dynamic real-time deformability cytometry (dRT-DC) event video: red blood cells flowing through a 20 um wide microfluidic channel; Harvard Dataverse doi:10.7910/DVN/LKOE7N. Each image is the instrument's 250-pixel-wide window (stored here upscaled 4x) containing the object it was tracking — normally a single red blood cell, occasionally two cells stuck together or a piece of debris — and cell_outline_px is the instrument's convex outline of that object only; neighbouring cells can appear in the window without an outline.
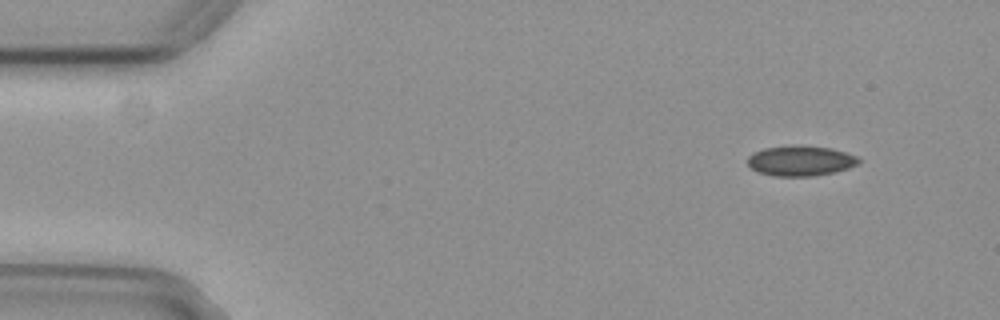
{"species": "common noctule bat (a hibernating species)", "species_latin": "Nyctalus noctula", "temperature_condition": "cold", "stored_images_in_passage": 52, "camera_frame_rate_fps": 3000, "um_per_image_px": 0.085, "animal": {"sex": "female", "body_mass_g": 29.2, "forearm_length_mm": 56.3}, "frame": {"image": 1, "passage_image": 2, "time_ms": 0.333, "image_size_px": [1000, 320], "cell_outline_px": [[860, 164], [836, 172], [812, 176], [772, 176], [760, 172], [752, 168], [748, 164], [748, 156], [752, 152], [764, 148], [792, 144], [832, 148], [856, 156], [860, 160]], "centroid_in_image_um": [68.04, 13.65], "position_along_channel_um": 17.0, "area_um2": 19.77}}
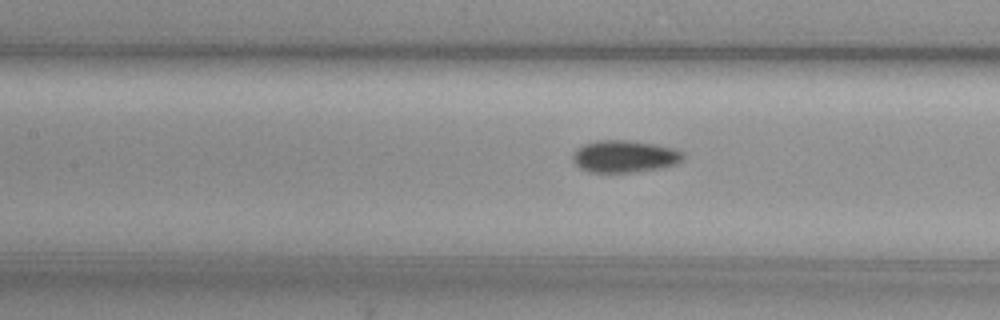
{"frame": {"image": 2, "passage_image": 21, "time_ms": 6.667, "image_size_px": [1000, 320], "cell_outline_px": [[684, 160], [676, 164], [656, 168], [632, 172], [588, 172], [580, 168], [572, 160], [572, 156], [576, 148], [584, 144], [596, 140], [628, 140], [656, 144], [676, 148], [684, 152]], "centroid_in_image_um": [53.09, 13.28], "position_along_channel_um": 154.3, "area_um2": 20.81}}
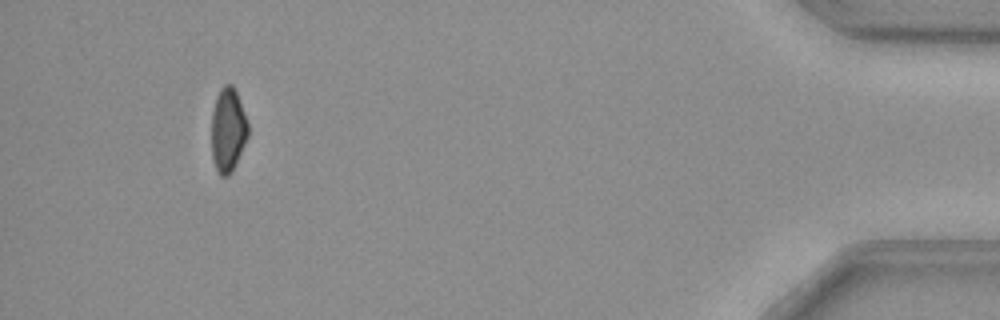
{"frame": {"image": 3, "passage_image": 48, "time_ms": 15.667, "image_size_px": [1000, 320], "cell_outline_px": [[248, 136], [236, 164], [232, 172], [228, 176], [220, 176], [212, 160], [212, 112], [216, 96], [220, 88], [224, 84], [232, 84], [236, 92], [248, 120]], "centroid_in_image_um": [19.38, 11.05], "position_along_channel_um": 415.8, "area_um2": 18.03}, "authors_computed_cell_mechanics": {"area_um2": 19.5075, "velocity_mm_per_s": 3.7316, "shape_relaxation_time_tau1_ms": 6.3004, "shape_relaxation_time_tau2_ms": null, "deformation_change_tau1": 0.0976, "deformation_change_tau2": null}}